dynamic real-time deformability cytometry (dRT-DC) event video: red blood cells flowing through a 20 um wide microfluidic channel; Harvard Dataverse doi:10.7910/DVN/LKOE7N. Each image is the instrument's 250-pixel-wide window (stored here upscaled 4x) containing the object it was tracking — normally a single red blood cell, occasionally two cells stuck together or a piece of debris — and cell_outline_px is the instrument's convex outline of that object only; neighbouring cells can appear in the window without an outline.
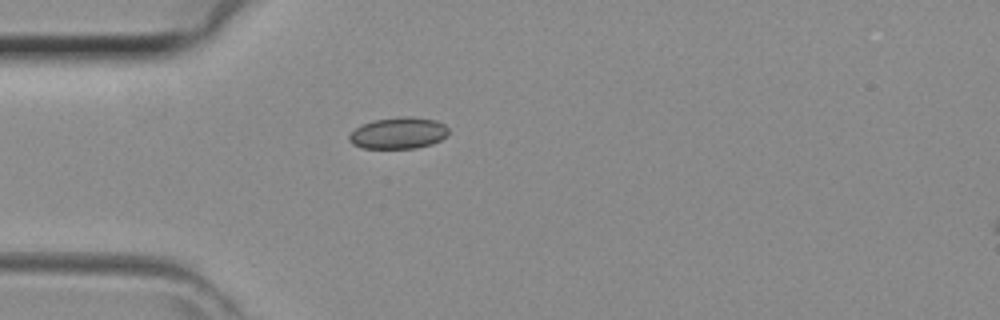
{"species": "common noctule bat (a hibernating species)", "species_latin": "Nyctalus noctula", "temperature_condition": "room temperature", "stored_images_in_passage": 32, "camera_frame_rate_fps": 3000, "um_per_image_px": 0.085, "animal": {"sex": "female", "body_mass_g": 29.2, "forearm_length_mm": 56.3}, "frame": {"image": 1, "passage_image": 1, "time_ms": 0.0, "image_size_px": [1000, 320], "cell_outline_px": [[448, 132], [440, 140], [432, 144], [416, 148], [364, 148], [352, 144], [348, 140], [348, 136], [356, 128], [364, 124], [376, 120], [404, 116], [408, 116], [436, 120], [444, 124], [448, 128]], "centroid_in_image_um": [33.87, 11.32], "position_along_channel_um": 51.1, "area_um2": 18.03}}
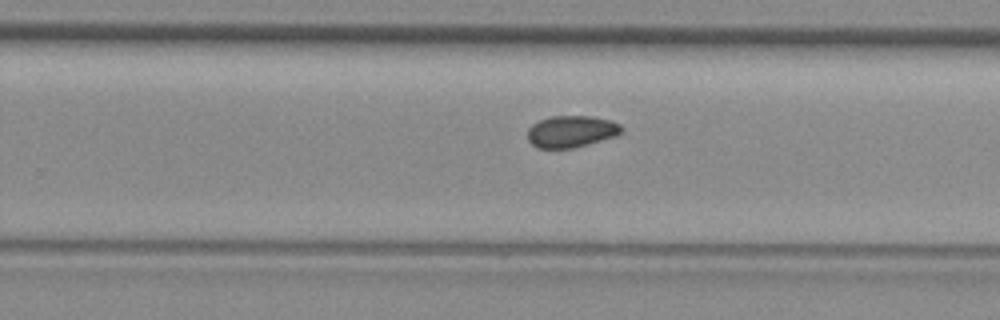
{"frame": {"image": 2, "passage_image": 16, "time_ms": 5.0, "image_size_px": [1000, 320], "cell_outline_px": [[620, 132], [616, 136], [572, 148], [536, 148], [528, 140], [528, 128], [532, 124], [540, 120], [552, 116], [592, 116], [608, 120], [620, 124]], "centroid_in_image_um": [48.51, 11.17], "position_along_channel_um": 281.3, "area_um2": 17.17}}
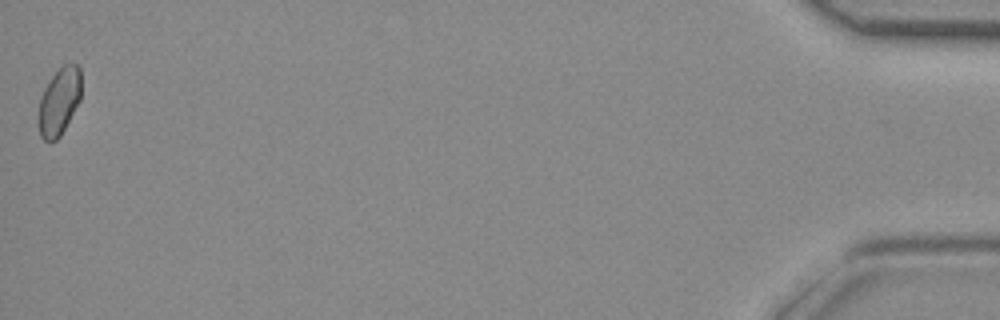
{"frame": {"image": 3, "passage_image": 32, "time_ms": 10.333, "image_size_px": [1000, 320], "cell_outline_px": [[80, 100], [60, 136], [56, 140], [48, 144], [40, 136], [40, 96], [44, 88], [52, 76], [64, 64], [76, 64], [80, 68]], "centroid_in_image_um": [5.03, 8.64], "position_along_channel_um": 430.2, "area_um2": 16.42}}